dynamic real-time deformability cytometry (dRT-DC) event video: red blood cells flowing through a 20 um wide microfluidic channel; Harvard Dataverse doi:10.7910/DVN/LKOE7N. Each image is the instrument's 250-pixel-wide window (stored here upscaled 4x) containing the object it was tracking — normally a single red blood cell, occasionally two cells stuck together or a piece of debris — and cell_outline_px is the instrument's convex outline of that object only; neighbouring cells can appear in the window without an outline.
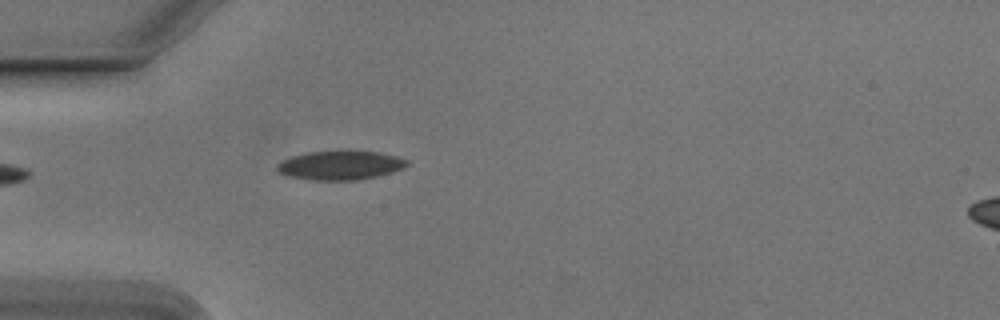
{"species": "Egyptian fruit bat (a non-hibernating species)", "species_latin": "Rousettus aegyptiacus", "temperature_condition": "cold", "stored_images_in_passage": 42, "camera_frame_rate_fps": 3000, "um_per_image_px": 0.085, "animal": {"sex": "male"}, "frame": {"image": 1, "passage_image": 5, "time_ms": 1.333, "image_size_px": [1000, 320], "cell_outline_px": [[408, 164], [404, 168], [392, 172], [376, 176], [356, 180], [312, 180], [292, 176], [280, 172], [276, 168], [284, 160], [292, 156], [308, 152], [348, 148], [380, 152], [396, 156], [408, 160]], "centroid_in_image_um": [29.0, 14.0], "position_along_channel_um": 56.0, "area_um2": 22.37}}
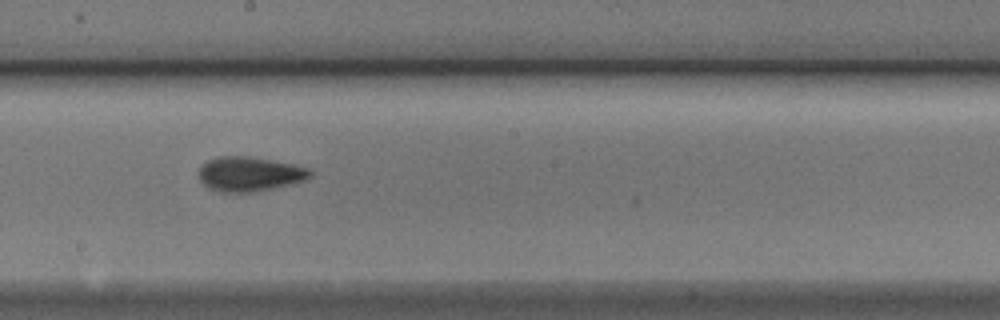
{"frame": {"image": 2, "passage_image": 19, "time_ms": 6.0, "image_size_px": [1000, 320], "cell_outline_px": [[312, 176], [304, 180], [288, 184], [252, 192], [224, 192], [208, 188], [200, 180], [200, 164], [216, 156], [248, 156], [296, 164], [308, 168], [312, 172]], "centroid_in_image_um": [21.2, 14.77], "position_along_channel_um": 227.0, "area_um2": 22.31}}
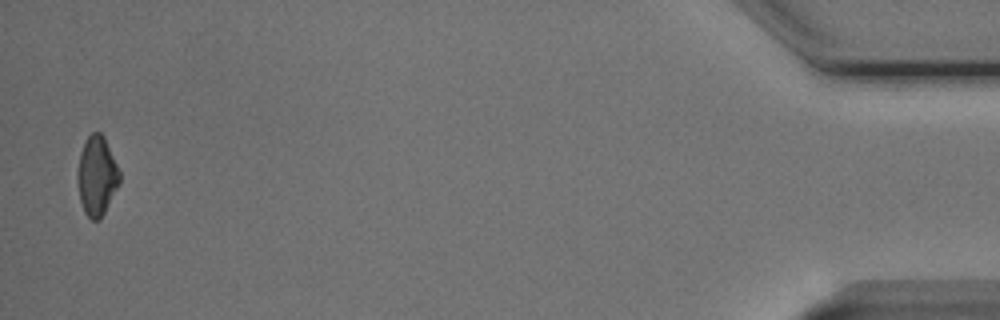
{"frame": {"image": 3, "passage_image": 42, "time_ms": 13.667, "image_size_px": [1000, 320], "cell_outline_px": [[120, 184], [100, 220], [92, 220], [84, 212], [80, 200], [76, 176], [80, 152], [88, 136], [92, 132], [100, 132], [104, 136], [120, 172]], "centroid_in_image_um": [8.23, 14.96], "position_along_channel_um": 427.0, "area_um2": 19.54}, "authors_computed_cell_mechanics": {"area_um2": 21.1837, "velocity_mm_per_s": 3.7929, "shape_relaxation_time_tau1_ms": 2.2665, "shape_relaxation_time_tau2_ms": 3.0638, "deformation_change_tau1": 0.0965, "deformation_change_tau2": 0.0691}}